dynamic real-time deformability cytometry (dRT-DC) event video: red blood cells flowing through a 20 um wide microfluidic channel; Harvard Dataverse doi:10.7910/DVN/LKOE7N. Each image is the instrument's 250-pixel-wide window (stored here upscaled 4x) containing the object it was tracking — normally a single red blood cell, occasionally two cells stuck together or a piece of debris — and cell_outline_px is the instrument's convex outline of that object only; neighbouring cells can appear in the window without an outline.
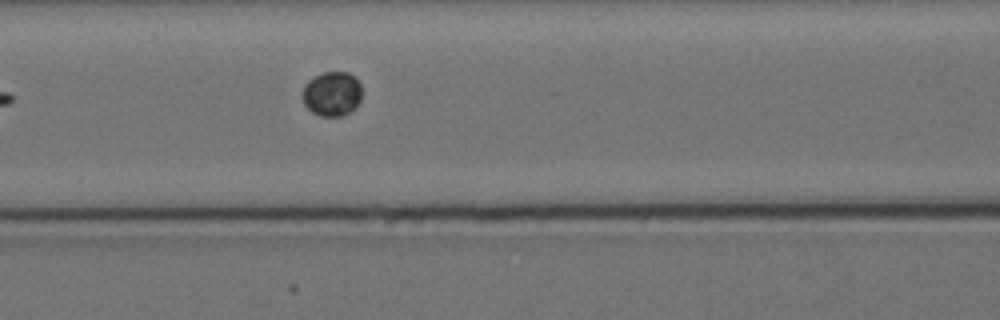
{"species": "Egyptian fruit bat (a non-hibernating species)", "species_latin": "Rousettus aegyptiacus", "temperature_condition": "cold", "stored_images_in_passage": 7, "camera_frame_rate_fps": 3000, "um_per_image_px": 0.085, "animal": {"sex": "female"}, "frame": {"image": 1, "passage_image": 7, "time_ms": 7.0, "image_size_px": [1000, 320], "cell_outline_px": [[360, 100], [348, 112], [340, 116], [320, 116], [312, 112], [304, 104], [300, 96], [304, 84], [308, 80], [324, 72], [348, 72], [356, 76], [360, 84]], "centroid_in_image_um": [28.17, 7.95], "position_along_channel_um": 138.4, "area_um2": 15.43}}